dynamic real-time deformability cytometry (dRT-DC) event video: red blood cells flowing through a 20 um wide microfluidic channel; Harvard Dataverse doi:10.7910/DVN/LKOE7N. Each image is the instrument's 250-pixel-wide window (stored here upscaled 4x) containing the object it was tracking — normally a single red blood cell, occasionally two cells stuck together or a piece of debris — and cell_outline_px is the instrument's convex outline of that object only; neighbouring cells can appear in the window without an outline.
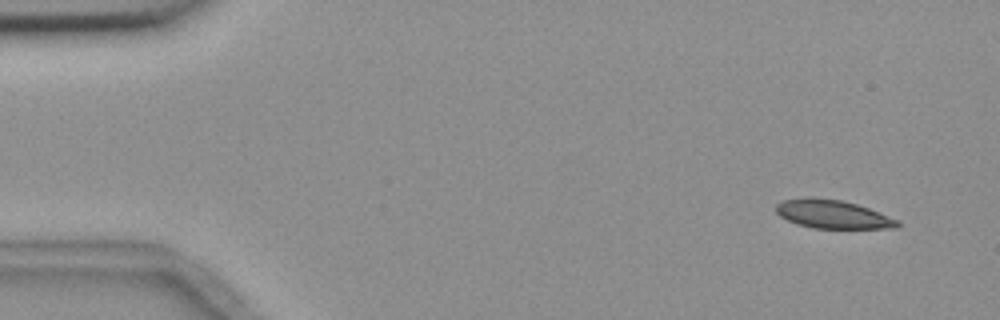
{"species": "common noctule bat (a hibernating species)", "species_latin": "Nyctalus noctula", "temperature_condition": "room temperature", "stored_images_in_passage": 4, "camera_frame_rate_fps": 3000, "um_per_image_px": 0.085, "animal": {"sex": "female", "body_mass_g": 18.4}, "frame": {"image": 1, "passage_image": 1, "time_ms": 0.0, "image_size_px": [1000, 320], "cell_outline_px": [[900, 224], [896, 228], [812, 228], [788, 220], [780, 216], [776, 212], [776, 204], [784, 200], [812, 196], [840, 200], [856, 204], [868, 208], [896, 220]], "centroid_in_image_um": [70.73, 18.2], "position_along_channel_um": 14.3, "area_um2": 19.83}}